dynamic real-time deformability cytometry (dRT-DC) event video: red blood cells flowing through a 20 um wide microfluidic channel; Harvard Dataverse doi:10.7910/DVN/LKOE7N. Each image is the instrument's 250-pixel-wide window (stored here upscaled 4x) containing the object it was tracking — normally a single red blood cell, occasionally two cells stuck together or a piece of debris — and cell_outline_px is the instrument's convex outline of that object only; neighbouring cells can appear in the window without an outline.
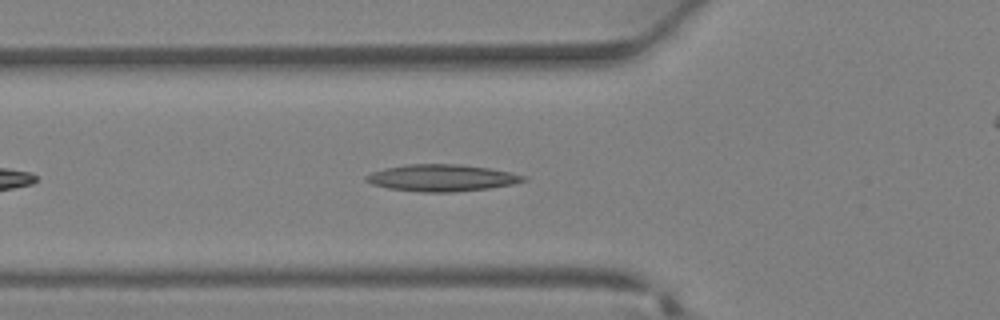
{"species": "Egyptian fruit bat (a non-hibernating species)", "species_latin": "Rousettus aegyptiacus", "temperature_condition": "warm", "stored_images_in_passage": 26, "camera_frame_rate_fps": 3000, "um_per_image_px": 0.085, "animal": {"sex": "female"}, "frame": {"image": 1, "passage_image": 5, "time_ms": 1.333, "image_size_px": [1000, 320], "cell_outline_px": [[528, 180], [512, 184], [488, 188], [452, 192], [424, 192], [388, 188], [372, 184], [364, 180], [364, 176], [372, 172], [384, 168], [404, 164], [460, 164], [488, 168], [512, 172], [528, 176]], "centroid_in_image_um": [37.55, 15.11], "position_along_channel_um": 88.2, "area_um2": 24.68}}
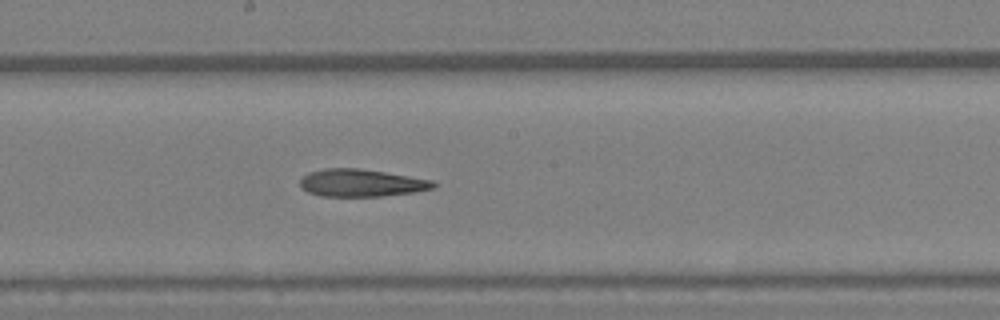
{"frame": {"image": 2, "passage_image": 12, "time_ms": 3.667, "image_size_px": [1000, 320], "cell_outline_px": [[436, 184], [432, 188], [416, 192], [380, 196], [320, 196], [308, 192], [300, 184], [300, 180], [308, 172], [324, 168], [360, 168], [432, 180]], "centroid_in_image_um": [30.69, 15.54], "position_along_channel_um": 217.5, "area_um2": 21.15}}
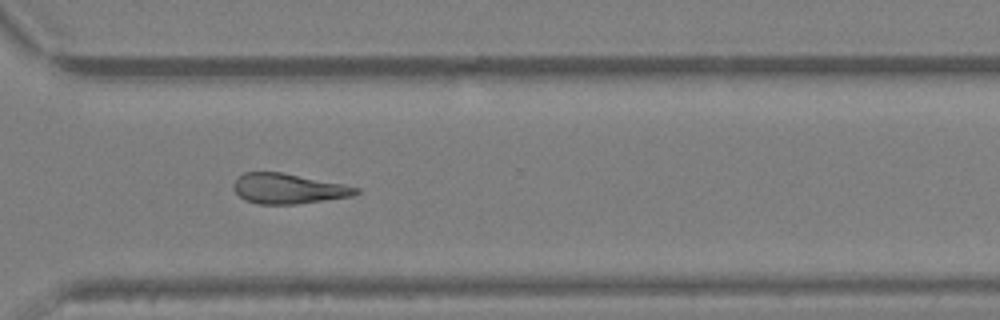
{"frame": {"image": 3, "passage_image": 19, "time_ms": 6.0, "image_size_px": [1000, 320], "cell_outline_px": [[360, 192], [352, 196], [296, 204], [256, 204], [244, 200], [232, 188], [232, 184], [244, 172], [280, 172], [360, 188]], "centroid_in_image_um": [24.45, 16.04], "position_along_channel_um": 346.1, "area_um2": 21.21}}